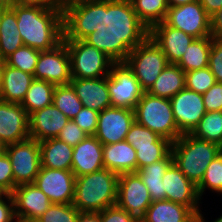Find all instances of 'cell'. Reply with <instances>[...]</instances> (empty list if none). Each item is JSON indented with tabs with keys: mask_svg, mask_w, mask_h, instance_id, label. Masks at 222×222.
Wrapping results in <instances>:
<instances>
[{
	"mask_svg": "<svg viewBox=\"0 0 222 222\" xmlns=\"http://www.w3.org/2000/svg\"><path fill=\"white\" fill-rule=\"evenodd\" d=\"M63 40H84L114 63L149 36L130 0H63Z\"/></svg>",
	"mask_w": 222,
	"mask_h": 222,
	"instance_id": "1",
	"label": "cell"
},
{
	"mask_svg": "<svg viewBox=\"0 0 222 222\" xmlns=\"http://www.w3.org/2000/svg\"><path fill=\"white\" fill-rule=\"evenodd\" d=\"M24 45L38 51L55 48L63 41L62 8L12 5Z\"/></svg>",
	"mask_w": 222,
	"mask_h": 222,
	"instance_id": "2",
	"label": "cell"
},
{
	"mask_svg": "<svg viewBox=\"0 0 222 222\" xmlns=\"http://www.w3.org/2000/svg\"><path fill=\"white\" fill-rule=\"evenodd\" d=\"M119 174L108 169L76 177L73 206L79 212H100L116 205Z\"/></svg>",
	"mask_w": 222,
	"mask_h": 222,
	"instance_id": "3",
	"label": "cell"
},
{
	"mask_svg": "<svg viewBox=\"0 0 222 222\" xmlns=\"http://www.w3.org/2000/svg\"><path fill=\"white\" fill-rule=\"evenodd\" d=\"M171 153L173 163L185 177L197 186L201 182L210 162L222 153V148L186 133L172 143Z\"/></svg>",
	"mask_w": 222,
	"mask_h": 222,
	"instance_id": "4",
	"label": "cell"
},
{
	"mask_svg": "<svg viewBox=\"0 0 222 222\" xmlns=\"http://www.w3.org/2000/svg\"><path fill=\"white\" fill-rule=\"evenodd\" d=\"M133 110L135 122L172 143L182 135L177 128L170 99L144 92Z\"/></svg>",
	"mask_w": 222,
	"mask_h": 222,
	"instance_id": "5",
	"label": "cell"
},
{
	"mask_svg": "<svg viewBox=\"0 0 222 222\" xmlns=\"http://www.w3.org/2000/svg\"><path fill=\"white\" fill-rule=\"evenodd\" d=\"M124 63L133 72L145 92L169 64L162 49L150 36L131 50Z\"/></svg>",
	"mask_w": 222,
	"mask_h": 222,
	"instance_id": "6",
	"label": "cell"
},
{
	"mask_svg": "<svg viewBox=\"0 0 222 222\" xmlns=\"http://www.w3.org/2000/svg\"><path fill=\"white\" fill-rule=\"evenodd\" d=\"M66 43L72 78L95 79L107 77L114 62L84 40H63Z\"/></svg>",
	"mask_w": 222,
	"mask_h": 222,
	"instance_id": "7",
	"label": "cell"
},
{
	"mask_svg": "<svg viewBox=\"0 0 222 222\" xmlns=\"http://www.w3.org/2000/svg\"><path fill=\"white\" fill-rule=\"evenodd\" d=\"M111 106L133 110L144 94L139 81L128 66L114 63L107 76Z\"/></svg>",
	"mask_w": 222,
	"mask_h": 222,
	"instance_id": "8",
	"label": "cell"
},
{
	"mask_svg": "<svg viewBox=\"0 0 222 222\" xmlns=\"http://www.w3.org/2000/svg\"><path fill=\"white\" fill-rule=\"evenodd\" d=\"M14 176V188L18 185L34 183L41 167L39 142L27 140L6 145Z\"/></svg>",
	"mask_w": 222,
	"mask_h": 222,
	"instance_id": "9",
	"label": "cell"
},
{
	"mask_svg": "<svg viewBox=\"0 0 222 222\" xmlns=\"http://www.w3.org/2000/svg\"><path fill=\"white\" fill-rule=\"evenodd\" d=\"M164 22L194 38L211 36V20L200 1L169 7Z\"/></svg>",
	"mask_w": 222,
	"mask_h": 222,
	"instance_id": "10",
	"label": "cell"
},
{
	"mask_svg": "<svg viewBox=\"0 0 222 222\" xmlns=\"http://www.w3.org/2000/svg\"><path fill=\"white\" fill-rule=\"evenodd\" d=\"M151 203L149 190L137 172L119 174L116 204L120 208L141 220Z\"/></svg>",
	"mask_w": 222,
	"mask_h": 222,
	"instance_id": "11",
	"label": "cell"
},
{
	"mask_svg": "<svg viewBox=\"0 0 222 222\" xmlns=\"http://www.w3.org/2000/svg\"><path fill=\"white\" fill-rule=\"evenodd\" d=\"M33 76L36 80H44L55 85L70 83V56L64 41L51 50L40 51Z\"/></svg>",
	"mask_w": 222,
	"mask_h": 222,
	"instance_id": "12",
	"label": "cell"
},
{
	"mask_svg": "<svg viewBox=\"0 0 222 222\" xmlns=\"http://www.w3.org/2000/svg\"><path fill=\"white\" fill-rule=\"evenodd\" d=\"M76 177L71 170L40 167L34 184L52 203L72 204Z\"/></svg>",
	"mask_w": 222,
	"mask_h": 222,
	"instance_id": "13",
	"label": "cell"
},
{
	"mask_svg": "<svg viewBox=\"0 0 222 222\" xmlns=\"http://www.w3.org/2000/svg\"><path fill=\"white\" fill-rule=\"evenodd\" d=\"M134 122V110L108 107L99 112L98 126L94 136L103 145L125 141Z\"/></svg>",
	"mask_w": 222,
	"mask_h": 222,
	"instance_id": "14",
	"label": "cell"
},
{
	"mask_svg": "<svg viewBox=\"0 0 222 222\" xmlns=\"http://www.w3.org/2000/svg\"><path fill=\"white\" fill-rule=\"evenodd\" d=\"M170 101L178 130L182 134L191 133L206 113L202 94L185 87Z\"/></svg>",
	"mask_w": 222,
	"mask_h": 222,
	"instance_id": "15",
	"label": "cell"
},
{
	"mask_svg": "<svg viewBox=\"0 0 222 222\" xmlns=\"http://www.w3.org/2000/svg\"><path fill=\"white\" fill-rule=\"evenodd\" d=\"M163 191H165V200L183 204L192 209L198 216L199 196L197 187L194 185L181 170L172 163L163 178Z\"/></svg>",
	"mask_w": 222,
	"mask_h": 222,
	"instance_id": "16",
	"label": "cell"
},
{
	"mask_svg": "<svg viewBox=\"0 0 222 222\" xmlns=\"http://www.w3.org/2000/svg\"><path fill=\"white\" fill-rule=\"evenodd\" d=\"M30 138L29 115L19 103L0 100V140L6 145Z\"/></svg>",
	"mask_w": 222,
	"mask_h": 222,
	"instance_id": "17",
	"label": "cell"
},
{
	"mask_svg": "<svg viewBox=\"0 0 222 222\" xmlns=\"http://www.w3.org/2000/svg\"><path fill=\"white\" fill-rule=\"evenodd\" d=\"M11 194L16 219L37 220L52 204L34 183L18 185Z\"/></svg>",
	"mask_w": 222,
	"mask_h": 222,
	"instance_id": "18",
	"label": "cell"
},
{
	"mask_svg": "<svg viewBox=\"0 0 222 222\" xmlns=\"http://www.w3.org/2000/svg\"><path fill=\"white\" fill-rule=\"evenodd\" d=\"M149 36L165 54L168 63L176 64L184 55L190 43L195 39L182 30L167 25L164 21L149 30Z\"/></svg>",
	"mask_w": 222,
	"mask_h": 222,
	"instance_id": "19",
	"label": "cell"
},
{
	"mask_svg": "<svg viewBox=\"0 0 222 222\" xmlns=\"http://www.w3.org/2000/svg\"><path fill=\"white\" fill-rule=\"evenodd\" d=\"M70 119L53 104L29 115V136L40 142L57 138Z\"/></svg>",
	"mask_w": 222,
	"mask_h": 222,
	"instance_id": "20",
	"label": "cell"
},
{
	"mask_svg": "<svg viewBox=\"0 0 222 222\" xmlns=\"http://www.w3.org/2000/svg\"><path fill=\"white\" fill-rule=\"evenodd\" d=\"M102 169L103 144L94 135H88L73 147L71 171L79 177Z\"/></svg>",
	"mask_w": 222,
	"mask_h": 222,
	"instance_id": "21",
	"label": "cell"
},
{
	"mask_svg": "<svg viewBox=\"0 0 222 222\" xmlns=\"http://www.w3.org/2000/svg\"><path fill=\"white\" fill-rule=\"evenodd\" d=\"M84 107L101 112L111 107L107 77L84 79L72 78L69 83Z\"/></svg>",
	"mask_w": 222,
	"mask_h": 222,
	"instance_id": "22",
	"label": "cell"
},
{
	"mask_svg": "<svg viewBox=\"0 0 222 222\" xmlns=\"http://www.w3.org/2000/svg\"><path fill=\"white\" fill-rule=\"evenodd\" d=\"M34 79L32 74L10 67L2 61L0 65V100L21 104Z\"/></svg>",
	"mask_w": 222,
	"mask_h": 222,
	"instance_id": "23",
	"label": "cell"
},
{
	"mask_svg": "<svg viewBox=\"0 0 222 222\" xmlns=\"http://www.w3.org/2000/svg\"><path fill=\"white\" fill-rule=\"evenodd\" d=\"M143 222H199V216L189 207L168 200L153 201Z\"/></svg>",
	"mask_w": 222,
	"mask_h": 222,
	"instance_id": "24",
	"label": "cell"
},
{
	"mask_svg": "<svg viewBox=\"0 0 222 222\" xmlns=\"http://www.w3.org/2000/svg\"><path fill=\"white\" fill-rule=\"evenodd\" d=\"M103 166L117 174L137 172L136 150L126 141L103 145Z\"/></svg>",
	"mask_w": 222,
	"mask_h": 222,
	"instance_id": "25",
	"label": "cell"
},
{
	"mask_svg": "<svg viewBox=\"0 0 222 222\" xmlns=\"http://www.w3.org/2000/svg\"><path fill=\"white\" fill-rule=\"evenodd\" d=\"M41 166L51 169L71 170L73 147L58 138L39 142Z\"/></svg>",
	"mask_w": 222,
	"mask_h": 222,
	"instance_id": "26",
	"label": "cell"
},
{
	"mask_svg": "<svg viewBox=\"0 0 222 222\" xmlns=\"http://www.w3.org/2000/svg\"><path fill=\"white\" fill-rule=\"evenodd\" d=\"M185 88V72L177 65L169 63L147 91L161 98L171 99Z\"/></svg>",
	"mask_w": 222,
	"mask_h": 222,
	"instance_id": "27",
	"label": "cell"
},
{
	"mask_svg": "<svg viewBox=\"0 0 222 222\" xmlns=\"http://www.w3.org/2000/svg\"><path fill=\"white\" fill-rule=\"evenodd\" d=\"M23 45L17 26L16 13L11 7H7L3 11L0 25V60L4 61Z\"/></svg>",
	"mask_w": 222,
	"mask_h": 222,
	"instance_id": "28",
	"label": "cell"
},
{
	"mask_svg": "<svg viewBox=\"0 0 222 222\" xmlns=\"http://www.w3.org/2000/svg\"><path fill=\"white\" fill-rule=\"evenodd\" d=\"M172 163L173 156L170 152L164 159L137 170V173L140 175L144 184L149 190L152 202L165 200V191H163L162 178Z\"/></svg>",
	"mask_w": 222,
	"mask_h": 222,
	"instance_id": "29",
	"label": "cell"
},
{
	"mask_svg": "<svg viewBox=\"0 0 222 222\" xmlns=\"http://www.w3.org/2000/svg\"><path fill=\"white\" fill-rule=\"evenodd\" d=\"M212 36L195 38L176 63L184 72L208 67Z\"/></svg>",
	"mask_w": 222,
	"mask_h": 222,
	"instance_id": "30",
	"label": "cell"
},
{
	"mask_svg": "<svg viewBox=\"0 0 222 222\" xmlns=\"http://www.w3.org/2000/svg\"><path fill=\"white\" fill-rule=\"evenodd\" d=\"M56 85L44 80H36L30 85L21 106L28 115L52 104L53 92Z\"/></svg>",
	"mask_w": 222,
	"mask_h": 222,
	"instance_id": "31",
	"label": "cell"
},
{
	"mask_svg": "<svg viewBox=\"0 0 222 222\" xmlns=\"http://www.w3.org/2000/svg\"><path fill=\"white\" fill-rule=\"evenodd\" d=\"M140 21L150 30L164 21L168 0H130Z\"/></svg>",
	"mask_w": 222,
	"mask_h": 222,
	"instance_id": "32",
	"label": "cell"
},
{
	"mask_svg": "<svg viewBox=\"0 0 222 222\" xmlns=\"http://www.w3.org/2000/svg\"><path fill=\"white\" fill-rule=\"evenodd\" d=\"M190 134L222 148V111L206 112Z\"/></svg>",
	"mask_w": 222,
	"mask_h": 222,
	"instance_id": "33",
	"label": "cell"
},
{
	"mask_svg": "<svg viewBox=\"0 0 222 222\" xmlns=\"http://www.w3.org/2000/svg\"><path fill=\"white\" fill-rule=\"evenodd\" d=\"M52 104L62 111L70 120L74 119L84 107L70 84L56 85L53 92Z\"/></svg>",
	"mask_w": 222,
	"mask_h": 222,
	"instance_id": "34",
	"label": "cell"
},
{
	"mask_svg": "<svg viewBox=\"0 0 222 222\" xmlns=\"http://www.w3.org/2000/svg\"><path fill=\"white\" fill-rule=\"evenodd\" d=\"M172 142L159 137L153 146L136 147L137 170L164 159L171 152Z\"/></svg>",
	"mask_w": 222,
	"mask_h": 222,
	"instance_id": "35",
	"label": "cell"
},
{
	"mask_svg": "<svg viewBox=\"0 0 222 222\" xmlns=\"http://www.w3.org/2000/svg\"><path fill=\"white\" fill-rule=\"evenodd\" d=\"M39 55L40 51L27 45H23L10 54L4 62L10 67L33 75Z\"/></svg>",
	"mask_w": 222,
	"mask_h": 222,
	"instance_id": "36",
	"label": "cell"
},
{
	"mask_svg": "<svg viewBox=\"0 0 222 222\" xmlns=\"http://www.w3.org/2000/svg\"><path fill=\"white\" fill-rule=\"evenodd\" d=\"M196 187L200 199L207 188L222 194V153L210 162Z\"/></svg>",
	"mask_w": 222,
	"mask_h": 222,
	"instance_id": "37",
	"label": "cell"
},
{
	"mask_svg": "<svg viewBox=\"0 0 222 222\" xmlns=\"http://www.w3.org/2000/svg\"><path fill=\"white\" fill-rule=\"evenodd\" d=\"M215 83L209 67L185 72V87L197 93L204 94Z\"/></svg>",
	"mask_w": 222,
	"mask_h": 222,
	"instance_id": "38",
	"label": "cell"
},
{
	"mask_svg": "<svg viewBox=\"0 0 222 222\" xmlns=\"http://www.w3.org/2000/svg\"><path fill=\"white\" fill-rule=\"evenodd\" d=\"M79 211L73 204L52 203L37 220L39 222H76Z\"/></svg>",
	"mask_w": 222,
	"mask_h": 222,
	"instance_id": "39",
	"label": "cell"
},
{
	"mask_svg": "<svg viewBox=\"0 0 222 222\" xmlns=\"http://www.w3.org/2000/svg\"><path fill=\"white\" fill-rule=\"evenodd\" d=\"M159 137L157 133L134 122L126 135L125 141L130 143L135 149L136 147L153 146V143Z\"/></svg>",
	"mask_w": 222,
	"mask_h": 222,
	"instance_id": "40",
	"label": "cell"
},
{
	"mask_svg": "<svg viewBox=\"0 0 222 222\" xmlns=\"http://www.w3.org/2000/svg\"><path fill=\"white\" fill-rule=\"evenodd\" d=\"M99 112L83 107L72 119L87 135H95L98 126Z\"/></svg>",
	"mask_w": 222,
	"mask_h": 222,
	"instance_id": "41",
	"label": "cell"
},
{
	"mask_svg": "<svg viewBox=\"0 0 222 222\" xmlns=\"http://www.w3.org/2000/svg\"><path fill=\"white\" fill-rule=\"evenodd\" d=\"M208 67L216 82L222 83V40L212 37Z\"/></svg>",
	"mask_w": 222,
	"mask_h": 222,
	"instance_id": "42",
	"label": "cell"
},
{
	"mask_svg": "<svg viewBox=\"0 0 222 222\" xmlns=\"http://www.w3.org/2000/svg\"><path fill=\"white\" fill-rule=\"evenodd\" d=\"M87 136V133L84 132L73 120H69L62 128L57 138L67 143L69 146L75 147Z\"/></svg>",
	"mask_w": 222,
	"mask_h": 222,
	"instance_id": "43",
	"label": "cell"
},
{
	"mask_svg": "<svg viewBox=\"0 0 222 222\" xmlns=\"http://www.w3.org/2000/svg\"><path fill=\"white\" fill-rule=\"evenodd\" d=\"M203 101L206 112L222 111V83L216 82L204 94Z\"/></svg>",
	"mask_w": 222,
	"mask_h": 222,
	"instance_id": "44",
	"label": "cell"
},
{
	"mask_svg": "<svg viewBox=\"0 0 222 222\" xmlns=\"http://www.w3.org/2000/svg\"><path fill=\"white\" fill-rule=\"evenodd\" d=\"M0 187L6 193L14 191V176L11 161L6 152L0 155Z\"/></svg>",
	"mask_w": 222,
	"mask_h": 222,
	"instance_id": "45",
	"label": "cell"
},
{
	"mask_svg": "<svg viewBox=\"0 0 222 222\" xmlns=\"http://www.w3.org/2000/svg\"><path fill=\"white\" fill-rule=\"evenodd\" d=\"M101 222H136L137 219L117 204L100 211Z\"/></svg>",
	"mask_w": 222,
	"mask_h": 222,
	"instance_id": "46",
	"label": "cell"
},
{
	"mask_svg": "<svg viewBox=\"0 0 222 222\" xmlns=\"http://www.w3.org/2000/svg\"><path fill=\"white\" fill-rule=\"evenodd\" d=\"M14 219L16 220L13 196L6 193L0 198V222H12Z\"/></svg>",
	"mask_w": 222,
	"mask_h": 222,
	"instance_id": "47",
	"label": "cell"
},
{
	"mask_svg": "<svg viewBox=\"0 0 222 222\" xmlns=\"http://www.w3.org/2000/svg\"><path fill=\"white\" fill-rule=\"evenodd\" d=\"M63 0H12V5L39 6L45 8H62Z\"/></svg>",
	"mask_w": 222,
	"mask_h": 222,
	"instance_id": "48",
	"label": "cell"
},
{
	"mask_svg": "<svg viewBox=\"0 0 222 222\" xmlns=\"http://www.w3.org/2000/svg\"><path fill=\"white\" fill-rule=\"evenodd\" d=\"M211 36L222 40V8L211 17Z\"/></svg>",
	"mask_w": 222,
	"mask_h": 222,
	"instance_id": "49",
	"label": "cell"
},
{
	"mask_svg": "<svg viewBox=\"0 0 222 222\" xmlns=\"http://www.w3.org/2000/svg\"><path fill=\"white\" fill-rule=\"evenodd\" d=\"M206 13L211 17L222 8V0H199Z\"/></svg>",
	"mask_w": 222,
	"mask_h": 222,
	"instance_id": "50",
	"label": "cell"
},
{
	"mask_svg": "<svg viewBox=\"0 0 222 222\" xmlns=\"http://www.w3.org/2000/svg\"><path fill=\"white\" fill-rule=\"evenodd\" d=\"M76 222H101L99 212H79Z\"/></svg>",
	"mask_w": 222,
	"mask_h": 222,
	"instance_id": "51",
	"label": "cell"
},
{
	"mask_svg": "<svg viewBox=\"0 0 222 222\" xmlns=\"http://www.w3.org/2000/svg\"><path fill=\"white\" fill-rule=\"evenodd\" d=\"M193 1H197V0H168V6L169 7H177V6H181Z\"/></svg>",
	"mask_w": 222,
	"mask_h": 222,
	"instance_id": "52",
	"label": "cell"
},
{
	"mask_svg": "<svg viewBox=\"0 0 222 222\" xmlns=\"http://www.w3.org/2000/svg\"><path fill=\"white\" fill-rule=\"evenodd\" d=\"M0 5H4L6 7L12 6V0H0Z\"/></svg>",
	"mask_w": 222,
	"mask_h": 222,
	"instance_id": "53",
	"label": "cell"
},
{
	"mask_svg": "<svg viewBox=\"0 0 222 222\" xmlns=\"http://www.w3.org/2000/svg\"><path fill=\"white\" fill-rule=\"evenodd\" d=\"M6 152V144L0 140V155L4 154Z\"/></svg>",
	"mask_w": 222,
	"mask_h": 222,
	"instance_id": "54",
	"label": "cell"
},
{
	"mask_svg": "<svg viewBox=\"0 0 222 222\" xmlns=\"http://www.w3.org/2000/svg\"><path fill=\"white\" fill-rule=\"evenodd\" d=\"M203 218H204V216L201 214V215L199 216V222H205ZM214 222H222V216H220L219 218H217Z\"/></svg>",
	"mask_w": 222,
	"mask_h": 222,
	"instance_id": "55",
	"label": "cell"
},
{
	"mask_svg": "<svg viewBox=\"0 0 222 222\" xmlns=\"http://www.w3.org/2000/svg\"><path fill=\"white\" fill-rule=\"evenodd\" d=\"M14 222H39L38 220H28V219H17Z\"/></svg>",
	"mask_w": 222,
	"mask_h": 222,
	"instance_id": "56",
	"label": "cell"
},
{
	"mask_svg": "<svg viewBox=\"0 0 222 222\" xmlns=\"http://www.w3.org/2000/svg\"><path fill=\"white\" fill-rule=\"evenodd\" d=\"M6 8H7L6 6L0 5V25H1V18H2L3 11H4Z\"/></svg>",
	"mask_w": 222,
	"mask_h": 222,
	"instance_id": "57",
	"label": "cell"
},
{
	"mask_svg": "<svg viewBox=\"0 0 222 222\" xmlns=\"http://www.w3.org/2000/svg\"><path fill=\"white\" fill-rule=\"evenodd\" d=\"M6 192L0 187V198L3 197Z\"/></svg>",
	"mask_w": 222,
	"mask_h": 222,
	"instance_id": "58",
	"label": "cell"
}]
</instances>
